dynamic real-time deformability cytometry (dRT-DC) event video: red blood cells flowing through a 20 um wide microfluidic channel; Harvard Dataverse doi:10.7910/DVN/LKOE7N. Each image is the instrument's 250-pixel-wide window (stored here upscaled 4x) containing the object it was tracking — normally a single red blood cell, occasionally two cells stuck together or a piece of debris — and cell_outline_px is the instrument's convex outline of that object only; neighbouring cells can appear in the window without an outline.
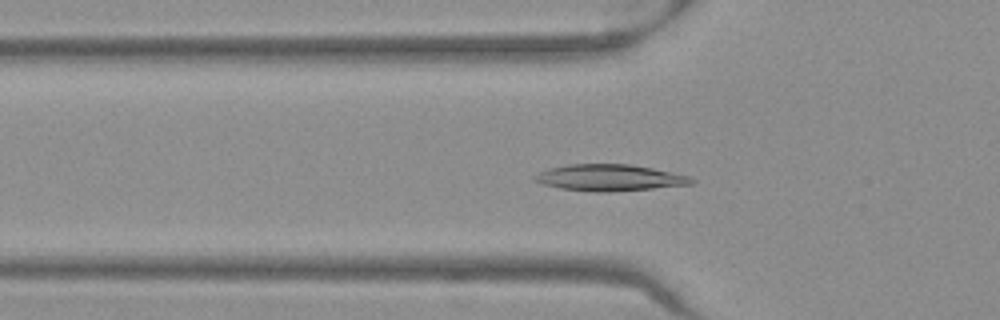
{"species": "Egyptian fruit bat (a non-hibernating species)", "species_latin": "Rousettus aegyptiacus", "temperature_condition": "warm", "stored_images_in_passage": 52, "camera_frame_rate_fps": 3000, "um_per_image_px": 0.085, "frame": {"image": 1, "passage_image": 18, "time_ms": 5.667, "image_size_px": [1000, 320], "cell_outline_px": [[696, 180], [692, 184], [652, 188], [608, 192], [592, 192], [560, 188], [544, 184], [536, 180], [532, 176], [540, 172], [552, 168], [568, 164], [628, 164], [652, 168], [688, 176]], "centroid_in_image_um": [51.81, 15.1], "position_along_channel_um": 74.0, "area_um2": 23.81}}
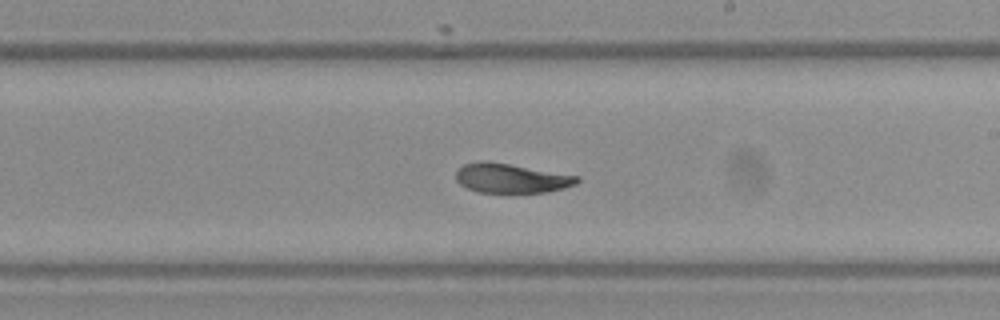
{"frame": {"image": 2, "passage_image": 31, "time_ms": 10.0, "image_size_px": [1000, 320], "cell_outline_px": [[580, 180], [576, 184], [564, 188], [548, 192], [476, 192], [460, 184], [456, 180], [456, 172], [464, 164], [480, 160], [484, 160], [580, 176]], "centroid_in_image_um": [43.45, 15.15], "position_along_channel_um": 245.5, "area_um2": 20.63}}
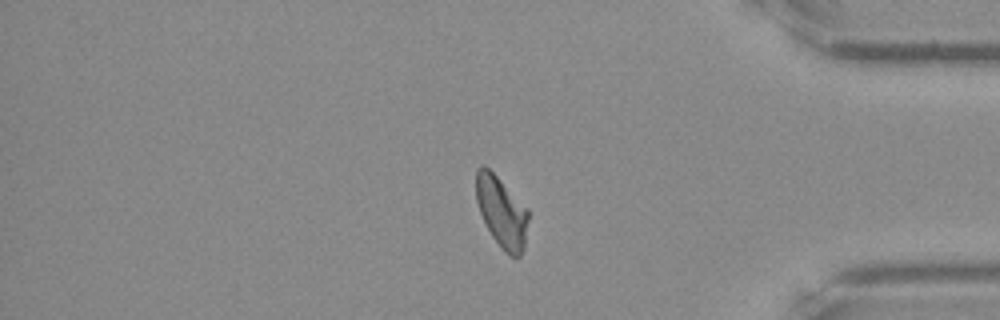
{"frame": {"image": 3, "passage_image": 44, "time_ms": 14.333, "image_size_px": [1000, 320], "cell_outline_px": [[528, 220], [524, 248], [520, 256], [512, 256], [504, 252], [492, 236], [480, 212], [476, 200], [476, 168], [480, 164], [484, 164], [528, 208]], "centroid_in_image_um": [42.63, 18.0], "position_along_channel_um": 392.6, "area_um2": 21.39}, "authors_computed_cell_mechanics": {"area_um2": 22.1085, "velocity_mm_per_s": 3.9517, "shape_relaxation_time_tau1_ms": 8.2248, "shape_relaxation_time_tau2_ms": 2.5128, "deformation_change_tau1": 0.2281, "deformation_change_tau2": 0.076}}